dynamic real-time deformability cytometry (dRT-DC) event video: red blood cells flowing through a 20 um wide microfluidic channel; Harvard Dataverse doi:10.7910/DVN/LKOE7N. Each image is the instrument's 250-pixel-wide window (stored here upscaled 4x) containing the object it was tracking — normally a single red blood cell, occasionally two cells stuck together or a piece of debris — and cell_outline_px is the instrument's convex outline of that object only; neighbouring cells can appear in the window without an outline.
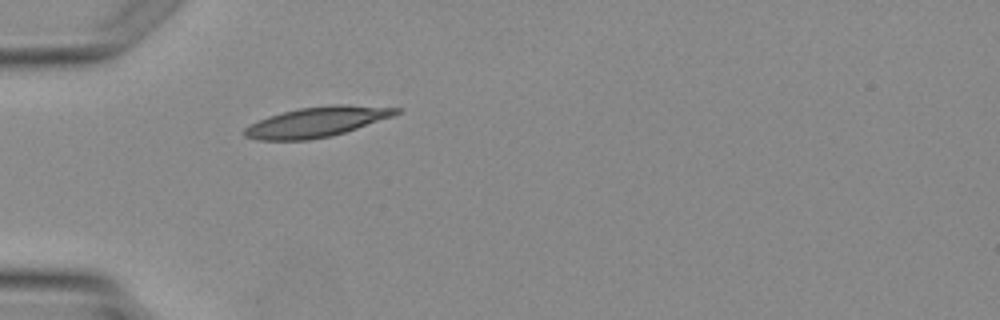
{"species": "Egyptian fruit bat (a non-hibernating species)", "species_latin": "Rousettus aegyptiacus", "temperature_condition": "warm", "stored_images_in_passage": 1, "camera_frame_rate_fps": 3000, "um_per_image_px": 0.085, "animal": {"sex": "female"}, "frame": {"image": 1, "passage_image": 1, "time_ms": 0.0, "image_size_px": [1000, 320], "cell_outline_px": [[404, 108], [400, 112], [392, 116], [332, 136], [308, 140], [256, 140], [244, 136], [244, 128], [268, 116], [300, 108], [332, 104], [348, 104]], "centroid_in_image_um": [26.94, 10.35], "position_along_channel_um": 58.1, "area_um2": 26.41}}